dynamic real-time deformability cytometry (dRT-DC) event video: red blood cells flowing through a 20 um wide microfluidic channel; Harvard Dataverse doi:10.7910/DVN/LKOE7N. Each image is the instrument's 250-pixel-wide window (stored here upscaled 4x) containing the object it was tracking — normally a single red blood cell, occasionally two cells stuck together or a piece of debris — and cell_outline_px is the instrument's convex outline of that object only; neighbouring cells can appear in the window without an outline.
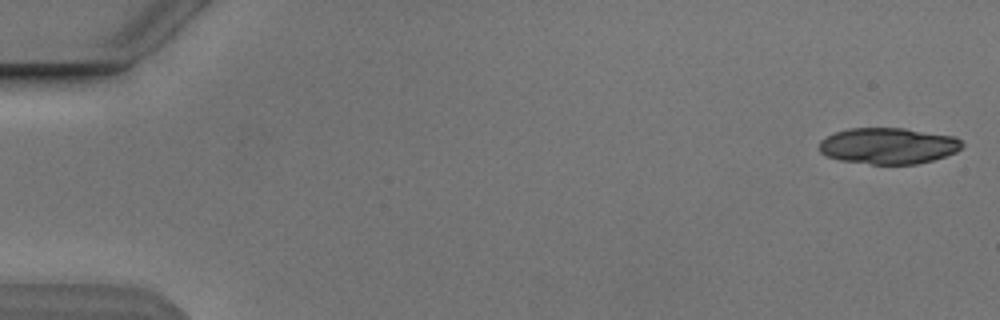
{"species": "Egyptian fruit bat (a non-hibernating species)", "species_latin": "Rousettus aegyptiacus", "temperature_condition": "cold", "stored_images_in_passage": 4, "camera_frame_rate_fps": 3000, "um_per_image_px": 0.085, "animal": {"sex": "male"}, "frame": {"image": 1, "passage_image": 1, "time_ms": 0.0, "image_size_px": [1000, 320], "cell_outline_px": [[964, 144], [956, 152], [932, 160], [916, 164], [872, 164], [840, 160], [828, 156], [820, 152], [820, 140], [836, 132], [848, 128], [904, 128], [956, 136]], "centroid_in_image_um": [75.52, 12.39], "position_along_channel_um": 9.5, "area_um2": 30.06}}